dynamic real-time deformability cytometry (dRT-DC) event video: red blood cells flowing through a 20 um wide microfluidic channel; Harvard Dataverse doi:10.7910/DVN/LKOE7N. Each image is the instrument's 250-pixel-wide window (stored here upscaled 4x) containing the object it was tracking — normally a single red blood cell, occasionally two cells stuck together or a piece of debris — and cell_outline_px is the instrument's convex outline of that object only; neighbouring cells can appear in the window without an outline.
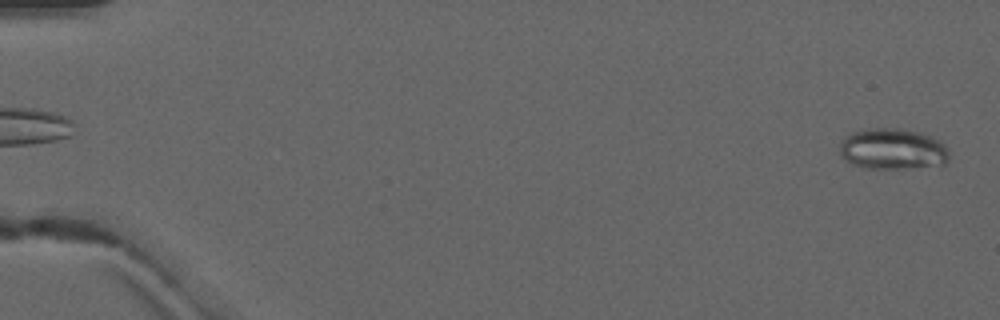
{"species": "common noctule bat (a hibernating species)", "species_latin": "Nyctalus noctula", "temperature_condition": "warm", "stored_images_in_passage": 6, "camera_frame_rate_fps": 3000, "um_per_image_px": 0.085, "animal": {"sex": "male", "forearm_length_mm": 52.5}, "frame": {"image": 1, "passage_image": 6, "time_ms": 6.0, "image_size_px": [1000, 320], "cell_outline_px": [[948, 160], [944, 164], [896, 168], [864, 168], [852, 164], [844, 160], [840, 156], [840, 140], [844, 136], [852, 132], [868, 128], [900, 128], [916, 132], [940, 140], [944, 144], [948, 152]], "centroid_in_image_um": [75.8, 12.65], "position_along_channel_um": 9.2, "area_um2": 26.07}}